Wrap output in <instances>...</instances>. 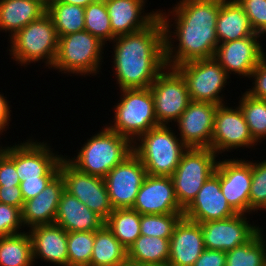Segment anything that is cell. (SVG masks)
Returning a JSON list of instances; mask_svg holds the SVG:
<instances>
[{"mask_svg":"<svg viewBox=\"0 0 266 266\" xmlns=\"http://www.w3.org/2000/svg\"><path fill=\"white\" fill-rule=\"evenodd\" d=\"M132 209L141 215L183 213L171 177L147 174Z\"/></svg>","mask_w":266,"mask_h":266,"instance_id":"cell-20","label":"cell"},{"mask_svg":"<svg viewBox=\"0 0 266 266\" xmlns=\"http://www.w3.org/2000/svg\"><path fill=\"white\" fill-rule=\"evenodd\" d=\"M253 161V162H252ZM252 182L249 195V215L266 211V159L252 160ZM255 161V162H254Z\"/></svg>","mask_w":266,"mask_h":266,"instance_id":"cell-38","label":"cell"},{"mask_svg":"<svg viewBox=\"0 0 266 266\" xmlns=\"http://www.w3.org/2000/svg\"><path fill=\"white\" fill-rule=\"evenodd\" d=\"M29 137L22 143H15L5 153L15 162L16 172L20 181L38 179L43 176H57L61 161L64 158L54 152L50 143L37 141Z\"/></svg>","mask_w":266,"mask_h":266,"instance_id":"cell-11","label":"cell"},{"mask_svg":"<svg viewBox=\"0 0 266 266\" xmlns=\"http://www.w3.org/2000/svg\"><path fill=\"white\" fill-rule=\"evenodd\" d=\"M146 176L143 163L134 153L115 166L104 177L113 209L132 208Z\"/></svg>","mask_w":266,"mask_h":266,"instance_id":"cell-14","label":"cell"},{"mask_svg":"<svg viewBox=\"0 0 266 266\" xmlns=\"http://www.w3.org/2000/svg\"><path fill=\"white\" fill-rule=\"evenodd\" d=\"M262 37L254 33L239 40L219 43L214 58L229 76L232 74L250 79L252 71L266 53L260 41Z\"/></svg>","mask_w":266,"mask_h":266,"instance_id":"cell-17","label":"cell"},{"mask_svg":"<svg viewBox=\"0 0 266 266\" xmlns=\"http://www.w3.org/2000/svg\"><path fill=\"white\" fill-rule=\"evenodd\" d=\"M233 107L227 106V102L218 105L215 114L210 149L222 157L225 151L231 152L237 148L255 150L259 145L253 139L240 107Z\"/></svg>","mask_w":266,"mask_h":266,"instance_id":"cell-13","label":"cell"},{"mask_svg":"<svg viewBox=\"0 0 266 266\" xmlns=\"http://www.w3.org/2000/svg\"><path fill=\"white\" fill-rule=\"evenodd\" d=\"M219 156L210 148H188L170 176L179 205L185 209L215 173Z\"/></svg>","mask_w":266,"mask_h":266,"instance_id":"cell-8","label":"cell"},{"mask_svg":"<svg viewBox=\"0 0 266 266\" xmlns=\"http://www.w3.org/2000/svg\"><path fill=\"white\" fill-rule=\"evenodd\" d=\"M54 177L43 176L38 177V179H24V181H21L19 186L24 201L36 197Z\"/></svg>","mask_w":266,"mask_h":266,"instance_id":"cell-43","label":"cell"},{"mask_svg":"<svg viewBox=\"0 0 266 266\" xmlns=\"http://www.w3.org/2000/svg\"><path fill=\"white\" fill-rule=\"evenodd\" d=\"M47 13L53 20L58 37L85 29L84 7L52 1L47 8Z\"/></svg>","mask_w":266,"mask_h":266,"instance_id":"cell-32","label":"cell"},{"mask_svg":"<svg viewBox=\"0 0 266 266\" xmlns=\"http://www.w3.org/2000/svg\"><path fill=\"white\" fill-rule=\"evenodd\" d=\"M204 250L200 224L182 217L170 238L167 266H193Z\"/></svg>","mask_w":266,"mask_h":266,"instance_id":"cell-22","label":"cell"},{"mask_svg":"<svg viewBox=\"0 0 266 266\" xmlns=\"http://www.w3.org/2000/svg\"><path fill=\"white\" fill-rule=\"evenodd\" d=\"M172 129L169 125L153 127L133 143V153L147 174L170 177L178 167L188 147Z\"/></svg>","mask_w":266,"mask_h":266,"instance_id":"cell-4","label":"cell"},{"mask_svg":"<svg viewBox=\"0 0 266 266\" xmlns=\"http://www.w3.org/2000/svg\"><path fill=\"white\" fill-rule=\"evenodd\" d=\"M35 1L39 2L47 9L53 0H35Z\"/></svg>","mask_w":266,"mask_h":266,"instance_id":"cell-49","label":"cell"},{"mask_svg":"<svg viewBox=\"0 0 266 266\" xmlns=\"http://www.w3.org/2000/svg\"><path fill=\"white\" fill-rule=\"evenodd\" d=\"M183 213L141 215V235L170 239Z\"/></svg>","mask_w":266,"mask_h":266,"instance_id":"cell-37","label":"cell"},{"mask_svg":"<svg viewBox=\"0 0 266 266\" xmlns=\"http://www.w3.org/2000/svg\"><path fill=\"white\" fill-rule=\"evenodd\" d=\"M248 216L236 214L222 220L199 223L205 248L228 252L250 241L262 227L251 224Z\"/></svg>","mask_w":266,"mask_h":266,"instance_id":"cell-15","label":"cell"},{"mask_svg":"<svg viewBox=\"0 0 266 266\" xmlns=\"http://www.w3.org/2000/svg\"><path fill=\"white\" fill-rule=\"evenodd\" d=\"M0 202L18 207L22 210L24 199L21 194L20 186H0Z\"/></svg>","mask_w":266,"mask_h":266,"instance_id":"cell-45","label":"cell"},{"mask_svg":"<svg viewBox=\"0 0 266 266\" xmlns=\"http://www.w3.org/2000/svg\"><path fill=\"white\" fill-rule=\"evenodd\" d=\"M124 266H156V265H143V264H134L131 262H127Z\"/></svg>","mask_w":266,"mask_h":266,"instance_id":"cell-50","label":"cell"},{"mask_svg":"<svg viewBox=\"0 0 266 266\" xmlns=\"http://www.w3.org/2000/svg\"><path fill=\"white\" fill-rule=\"evenodd\" d=\"M236 214L221 191L217 170L205 181L196 197L183 211V217L198 223L222 220Z\"/></svg>","mask_w":266,"mask_h":266,"instance_id":"cell-19","label":"cell"},{"mask_svg":"<svg viewBox=\"0 0 266 266\" xmlns=\"http://www.w3.org/2000/svg\"><path fill=\"white\" fill-rule=\"evenodd\" d=\"M174 68L183 76L191 101L225 104L223 91L227 83H231L228 81L231 76L214 57L189 61Z\"/></svg>","mask_w":266,"mask_h":266,"instance_id":"cell-9","label":"cell"},{"mask_svg":"<svg viewBox=\"0 0 266 266\" xmlns=\"http://www.w3.org/2000/svg\"><path fill=\"white\" fill-rule=\"evenodd\" d=\"M64 191V180L59 173L36 197L24 201L21 210L24 227L31 229L38 225L54 224L58 204Z\"/></svg>","mask_w":266,"mask_h":266,"instance_id":"cell-24","label":"cell"},{"mask_svg":"<svg viewBox=\"0 0 266 266\" xmlns=\"http://www.w3.org/2000/svg\"><path fill=\"white\" fill-rule=\"evenodd\" d=\"M263 228L247 243L226 252V266H266V235Z\"/></svg>","mask_w":266,"mask_h":266,"instance_id":"cell-33","label":"cell"},{"mask_svg":"<svg viewBox=\"0 0 266 266\" xmlns=\"http://www.w3.org/2000/svg\"><path fill=\"white\" fill-rule=\"evenodd\" d=\"M46 12L35 0H0V31L8 33L10 38Z\"/></svg>","mask_w":266,"mask_h":266,"instance_id":"cell-27","label":"cell"},{"mask_svg":"<svg viewBox=\"0 0 266 266\" xmlns=\"http://www.w3.org/2000/svg\"><path fill=\"white\" fill-rule=\"evenodd\" d=\"M32 240L33 263L49 262L56 266H68L67 232L56 224L38 225L28 230Z\"/></svg>","mask_w":266,"mask_h":266,"instance_id":"cell-23","label":"cell"},{"mask_svg":"<svg viewBox=\"0 0 266 266\" xmlns=\"http://www.w3.org/2000/svg\"><path fill=\"white\" fill-rule=\"evenodd\" d=\"M249 18L253 31L266 35V0H237Z\"/></svg>","mask_w":266,"mask_h":266,"instance_id":"cell-40","label":"cell"},{"mask_svg":"<svg viewBox=\"0 0 266 266\" xmlns=\"http://www.w3.org/2000/svg\"><path fill=\"white\" fill-rule=\"evenodd\" d=\"M170 239L140 235L127 249L128 262L143 265L167 266Z\"/></svg>","mask_w":266,"mask_h":266,"instance_id":"cell-29","label":"cell"},{"mask_svg":"<svg viewBox=\"0 0 266 266\" xmlns=\"http://www.w3.org/2000/svg\"><path fill=\"white\" fill-rule=\"evenodd\" d=\"M0 266H35L28 231L0 237Z\"/></svg>","mask_w":266,"mask_h":266,"instance_id":"cell-30","label":"cell"},{"mask_svg":"<svg viewBox=\"0 0 266 266\" xmlns=\"http://www.w3.org/2000/svg\"><path fill=\"white\" fill-rule=\"evenodd\" d=\"M15 162L6 154H0V186L20 185Z\"/></svg>","mask_w":266,"mask_h":266,"instance_id":"cell-42","label":"cell"},{"mask_svg":"<svg viewBox=\"0 0 266 266\" xmlns=\"http://www.w3.org/2000/svg\"><path fill=\"white\" fill-rule=\"evenodd\" d=\"M11 101L7 100V97H5L0 92V122H10L12 117H10L12 114L11 105H9Z\"/></svg>","mask_w":266,"mask_h":266,"instance_id":"cell-46","label":"cell"},{"mask_svg":"<svg viewBox=\"0 0 266 266\" xmlns=\"http://www.w3.org/2000/svg\"><path fill=\"white\" fill-rule=\"evenodd\" d=\"M10 39V40H9ZM9 55L18 66L27 67L31 63H45L52 67L58 49L59 37L50 15L46 12L39 19L17 31L8 38Z\"/></svg>","mask_w":266,"mask_h":266,"instance_id":"cell-5","label":"cell"},{"mask_svg":"<svg viewBox=\"0 0 266 266\" xmlns=\"http://www.w3.org/2000/svg\"><path fill=\"white\" fill-rule=\"evenodd\" d=\"M237 104L245 118L253 139L259 143L266 139V100L251 97L244 92Z\"/></svg>","mask_w":266,"mask_h":266,"instance_id":"cell-34","label":"cell"},{"mask_svg":"<svg viewBox=\"0 0 266 266\" xmlns=\"http://www.w3.org/2000/svg\"><path fill=\"white\" fill-rule=\"evenodd\" d=\"M113 106L114 117L108 127L134 143L141 135L159 126L150 88L121 89ZM112 122V123H111Z\"/></svg>","mask_w":266,"mask_h":266,"instance_id":"cell-7","label":"cell"},{"mask_svg":"<svg viewBox=\"0 0 266 266\" xmlns=\"http://www.w3.org/2000/svg\"><path fill=\"white\" fill-rule=\"evenodd\" d=\"M252 86L245 92L251 97L266 100V53L262 56L257 67L252 71ZM254 81V82H253Z\"/></svg>","mask_w":266,"mask_h":266,"instance_id":"cell-41","label":"cell"},{"mask_svg":"<svg viewBox=\"0 0 266 266\" xmlns=\"http://www.w3.org/2000/svg\"><path fill=\"white\" fill-rule=\"evenodd\" d=\"M176 3L168 13L159 9L164 27L166 66L174 68L189 61L214 57L219 44L216 21L221 0H180Z\"/></svg>","mask_w":266,"mask_h":266,"instance_id":"cell-1","label":"cell"},{"mask_svg":"<svg viewBox=\"0 0 266 266\" xmlns=\"http://www.w3.org/2000/svg\"><path fill=\"white\" fill-rule=\"evenodd\" d=\"M140 219L141 214L132 208L114 209L105 220V225L128 249L141 235Z\"/></svg>","mask_w":266,"mask_h":266,"instance_id":"cell-31","label":"cell"},{"mask_svg":"<svg viewBox=\"0 0 266 266\" xmlns=\"http://www.w3.org/2000/svg\"><path fill=\"white\" fill-rule=\"evenodd\" d=\"M193 266H226V252L205 248Z\"/></svg>","mask_w":266,"mask_h":266,"instance_id":"cell-44","label":"cell"},{"mask_svg":"<svg viewBox=\"0 0 266 266\" xmlns=\"http://www.w3.org/2000/svg\"><path fill=\"white\" fill-rule=\"evenodd\" d=\"M23 228L21 209L0 202V237L22 233Z\"/></svg>","mask_w":266,"mask_h":266,"instance_id":"cell-39","label":"cell"},{"mask_svg":"<svg viewBox=\"0 0 266 266\" xmlns=\"http://www.w3.org/2000/svg\"><path fill=\"white\" fill-rule=\"evenodd\" d=\"M218 105L191 101L175 122L177 134L188 148H210Z\"/></svg>","mask_w":266,"mask_h":266,"instance_id":"cell-18","label":"cell"},{"mask_svg":"<svg viewBox=\"0 0 266 266\" xmlns=\"http://www.w3.org/2000/svg\"><path fill=\"white\" fill-rule=\"evenodd\" d=\"M59 173L64 180L65 191L79 199L104 221L114 210L109 199L104 178L83 173L62 159Z\"/></svg>","mask_w":266,"mask_h":266,"instance_id":"cell-12","label":"cell"},{"mask_svg":"<svg viewBox=\"0 0 266 266\" xmlns=\"http://www.w3.org/2000/svg\"><path fill=\"white\" fill-rule=\"evenodd\" d=\"M111 44L113 77L120 90L150 88L167 67L164 27L159 16L142 30L115 37Z\"/></svg>","mask_w":266,"mask_h":266,"instance_id":"cell-2","label":"cell"},{"mask_svg":"<svg viewBox=\"0 0 266 266\" xmlns=\"http://www.w3.org/2000/svg\"><path fill=\"white\" fill-rule=\"evenodd\" d=\"M216 170L220 175L221 191L230 207L237 214H249V195L252 182L251 160L242 159V157L219 159Z\"/></svg>","mask_w":266,"mask_h":266,"instance_id":"cell-16","label":"cell"},{"mask_svg":"<svg viewBox=\"0 0 266 266\" xmlns=\"http://www.w3.org/2000/svg\"><path fill=\"white\" fill-rule=\"evenodd\" d=\"M53 1H59L65 4H72L85 8L88 4L93 3L95 0H53Z\"/></svg>","mask_w":266,"mask_h":266,"instance_id":"cell-48","label":"cell"},{"mask_svg":"<svg viewBox=\"0 0 266 266\" xmlns=\"http://www.w3.org/2000/svg\"><path fill=\"white\" fill-rule=\"evenodd\" d=\"M54 224L61 226L66 232H95L105 224V221L79 199L64 191Z\"/></svg>","mask_w":266,"mask_h":266,"instance_id":"cell-25","label":"cell"},{"mask_svg":"<svg viewBox=\"0 0 266 266\" xmlns=\"http://www.w3.org/2000/svg\"><path fill=\"white\" fill-rule=\"evenodd\" d=\"M254 33L249 18L237 0H221L216 21L218 42L239 40Z\"/></svg>","mask_w":266,"mask_h":266,"instance_id":"cell-26","label":"cell"},{"mask_svg":"<svg viewBox=\"0 0 266 266\" xmlns=\"http://www.w3.org/2000/svg\"><path fill=\"white\" fill-rule=\"evenodd\" d=\"M127 262V249L105 224L94 232L90 266H124Z\"/></svg>","mask_w":266,"mask_h":266,"instance_id":"cell-28","label":"cell"},{"mask_svg":"<svg viewBox=\"0 0 266 266\" xmlns=\"http://www.w3.org/2000/svg\"><path fill=\"white\" fill-rule=\"evenodd\" d=\"M105 3L115 37L142 30L159 16V9L144 11L147 0H105Z\"/></svg>","mask_w":266,"mask_h":266,"instance_id":"cell-21","label":"cell"},{"mask_svg":"<svg viewBox=\"0 0 266 266\" xmlns=\"http://www.w3.org/2000/svg\"><path fill=\"white\" fill-rule=\"evenodd\" d=\"M105 44L86 30L59 37L57 54L50 69L77 76L100 75Z\"/></svg>","mask_w":266,"mask_h":266,"instance_id":"cell-6","label":"cell"},{"mask_svg":"<svg viewBox=\"0 0 266 266\" xmlns=\"http://www.w3.org/2000/svg\"><path fill=\"white\" fill-rule=\"evenodd\" d=\"M150 90L159 125H173L191 103L183 76L172 67H166L157 76Z\"/></svg>","mask_w":266,"mask_h":266,"instance_id":"cell-10","label":"cell"},{"mask_svg":"<svg viewBox=\"0 0 266 266\" xmlns=\"http://www.w3.org/2000/svg\"><path fill=\"white\" fill-rule=\"evenodd\" d=\"M84 24V30L98 38L105 45L107 41L111 43L115 39L105 0H95L85 7Z\"/></svg>","mask_w":266,"mask_h":266,"instance_id":"cell-35","label":"cell"},{"mask_svg":"<svg viewBox=\"0 0 266 266\" xmlns=\"http://www.w3.org/2000/svg\"><path fill=\"white\" fill-rule=\"evenodd\" d=\"M10 122H0V137L3 135L4 131L6 132L7 129H9ZM2 138H0L1 140ZM1 142V141H0ZM11 145H2L0 144V154L5 153V151L10 147Z\"/></svg>","mask_w":266,"mask_h":266,"instance_id":"cell-47","label":"cell"},{"mask_svg":"<svg viewBox=\"0 0 266 266\" xmlns=\"http://www.w3.org/2000/svg\"><path fill=\"white\" fill-rule=\"evenodd\" d=\"M94 232H67L68 266H90Z\"/></svg>","mask_w":266,"mask_h":266,"instance_id":"cell-36","label":"cell"},{"mask_svg":"<svg viewBox=\"0 0 266 266\" xmlns=\"http://www.w3.org/2000/svg\"><path fill=\"white\" fill-rule=\"evenodd\" d=\"M81 146L76 156L64 158L77 170L102 178L133 153V143L107 124Z\"/></svg>","mask_w":266,"mask_h":266,"instance_id":"cell-3","label":"cell"}]
</instances>
